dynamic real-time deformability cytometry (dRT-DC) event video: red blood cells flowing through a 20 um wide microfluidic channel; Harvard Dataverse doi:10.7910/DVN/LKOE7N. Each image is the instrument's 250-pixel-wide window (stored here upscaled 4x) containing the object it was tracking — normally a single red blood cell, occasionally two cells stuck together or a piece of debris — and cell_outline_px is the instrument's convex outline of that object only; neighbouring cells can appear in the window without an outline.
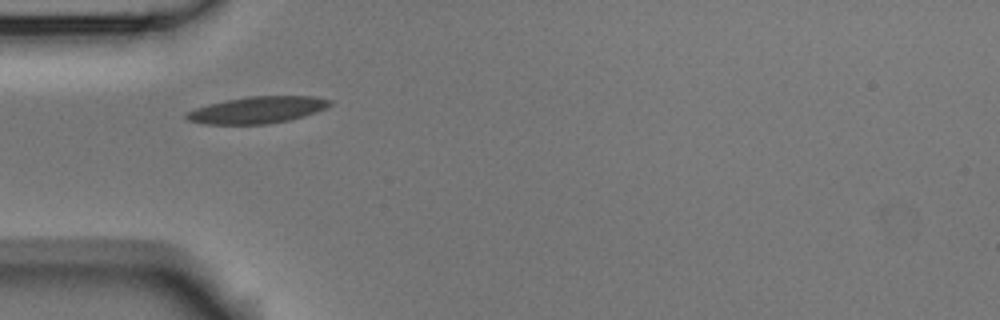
{"species": "Egyptian fruit bat (a non-hibernating species)", "species_latin": "Rousettus aegyptiacus", "temperature_condition": "room temperature", "stored_images_in_passage": 2, "camera_frame_rate_fps": 3000, "um_per_image_px": 0.085, "animal": {"sex": "male"}, "frame": {"image": 1, "passage_image": 1, "time_ms": 0.0, "image_size_px": [1000, 320], "cell_outline_px": [[332, 104], [328, 108], [304, 116], [288, 120], [268, 124], [204, 124], [188, 120], [184, 116], [188, 112], [196, 108], [208, 104], [224, 100], [248, 96], [316, 96], [332, 100]], "centroid_in_image_um": [21.91, 9.33], "position_along_channel_um": 63.1, "area_um2": 22.48}}
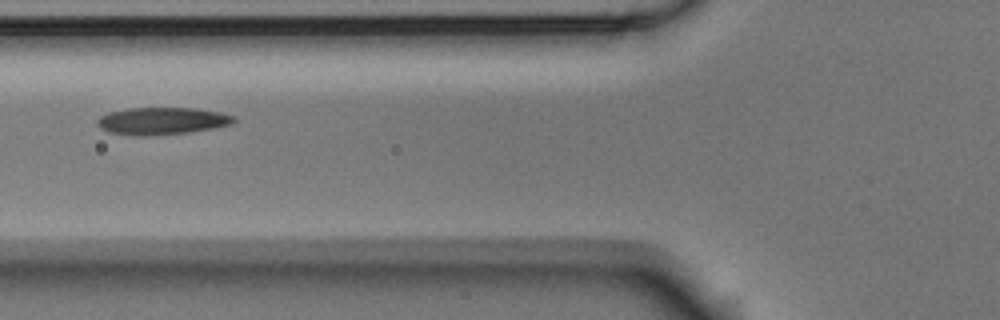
{"frame": {"image": 2, "passage_image": 2, "time_ms": 0.333, "image_size_px": [1000, 320], "cell_outline_px": [[236, 120], [232, 124], [212, 128], [188, 132], [148, 136], [136, 136], [108, 132], [100, 128], [96, 124], [96, 120], [100, 116], [108, 112], [128, 108], [196, 108], [220, 112], [236, 116]], "centroid_in_image_um": [13.75, 10.28], "position_along_channel_um": 112.1, "area_um2": 21.85}}